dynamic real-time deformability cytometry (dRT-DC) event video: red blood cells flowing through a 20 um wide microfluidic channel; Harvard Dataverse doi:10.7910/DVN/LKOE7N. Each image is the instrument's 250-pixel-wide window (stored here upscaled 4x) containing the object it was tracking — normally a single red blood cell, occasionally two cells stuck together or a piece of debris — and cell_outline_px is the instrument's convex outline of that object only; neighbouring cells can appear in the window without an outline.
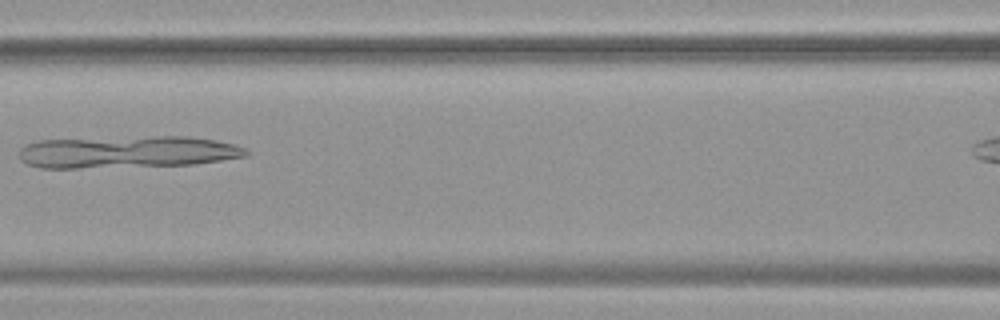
{"species": "common noctule bat (a hibernating species)", "species_latin": "Nyctalus noctula", "temperature_condition": "warm", "stored_images_in_passage": 4, "camera_frame_rate_fps": 3000, "um_per_image_px": 0.085, "animal": {"sex": "female", "body_mass_g": 19.9}, "frame": {"image": 1, "passage_image": 3, "time_ms": 0.667, "image_size_px": [1000, 320], "cell_outline_px": [[252, 152], [248, 156], [192, 164], [80, 168], [40, 168], [28, 164], [20, 160], [20, 148], [24, 144], [36, 140], [156, 136], [188, 136], [216, 140], [248, 148]], "centroid_in_image_um": [10.82, 12.91], "position_along_channel_um": 155.8, "area_um2": 42.66}}
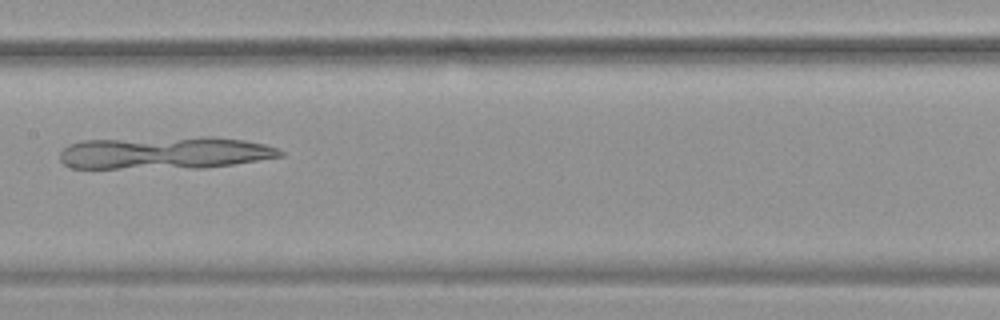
{"frame": {"image": 2, "passage_image": 4, "time_ms": 1.0, "image_size_px": [1000, 320], "cell_outline_px": [[284, 156], [232, 164], [204, 168], [72, 168], [64, 164], [60, 160], [60, 152], [68, 144], [84, 140], [200, 136], [212, 136], [244, 140], [264, 144], [276, 148], [284, 152]], "centroid_in_image_um": [14.0, 12.98], "position_along_channel_um": 193.4, "area_um2": 42.02}}